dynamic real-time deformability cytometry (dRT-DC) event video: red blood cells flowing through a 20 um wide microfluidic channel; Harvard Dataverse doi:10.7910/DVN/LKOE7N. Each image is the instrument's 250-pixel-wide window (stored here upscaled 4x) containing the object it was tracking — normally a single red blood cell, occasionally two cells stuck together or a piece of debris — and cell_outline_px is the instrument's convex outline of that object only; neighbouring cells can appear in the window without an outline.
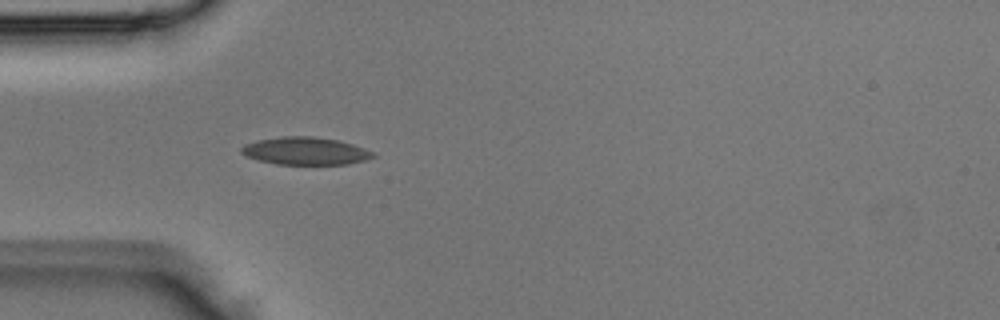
{"species": "Egyptian fruit bat (a non-hibernating species)", "species_latin": "Rousettus aegyptiacus", "temperature_condition": "room temperature", "stored_images_in_passage": 2, "camera_frame_rate_fps": 3000, "um_per_image_px": 0.085, "animal": {"sex": "male"}, "frame": {"image": 1, "passage_image": 2, "time_ms": 0.333, "image_size_px": [1000, 320], "cell_outline_px": [[376, 156], [364, 160], [344, 164], [276, 164], [260, 160], [248, 156], [240, 152], [240, 148], [244, 144], [260, 140], [284, 136], [312, 136], [336, 140], [352, 144], [376, 152]], "centroid_in_image_um": [25.97, 12.83], "position_along_channel_um": 59.0, "area_um2": 20.92}}